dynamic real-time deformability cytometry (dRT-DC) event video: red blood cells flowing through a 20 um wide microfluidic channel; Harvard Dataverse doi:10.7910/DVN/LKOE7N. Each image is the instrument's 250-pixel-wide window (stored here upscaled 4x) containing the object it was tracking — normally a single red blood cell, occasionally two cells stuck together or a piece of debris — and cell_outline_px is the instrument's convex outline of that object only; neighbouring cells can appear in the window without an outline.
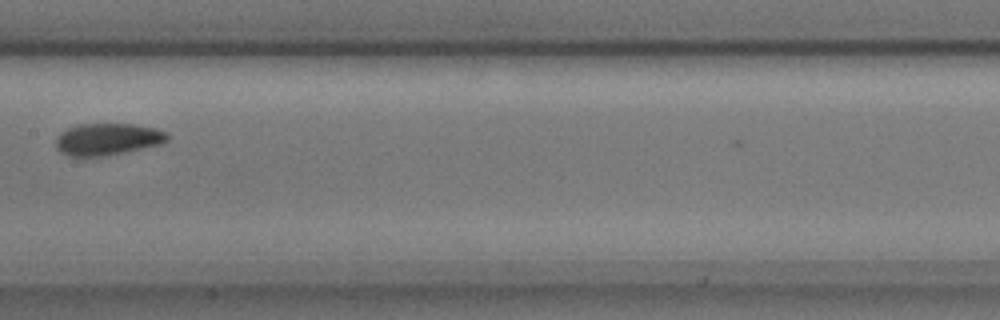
{"species": "common noctule bat (a hibernating species)", "species_latin": "Nyctalus noctula", "temperature_condition": "cold", "stored_images_in_passage": 10, "camera_frame_rate_fps": 3000, "um_per_image_px": 0.085, "animal": {"sex": "male", "body_mass_g": 17.9, "forearm_length_mm": 54.2}, "frame": {"image": 1, "passage_image": 7, "time_ms": 2.0, "image_size_px": [1000, 320], "cell_outline_px": [[168, 140], [164, 144], [108, 156], [68, 156], [60, 152], [56, 148], [56, 136], [60, 132], [76, 124], [132, 124], [152, 128], [168, 132]], "centroid_in_image_um": [9.14, 11.84], "position_along_channel_um": 198.3, "area_um2": 21.04}}
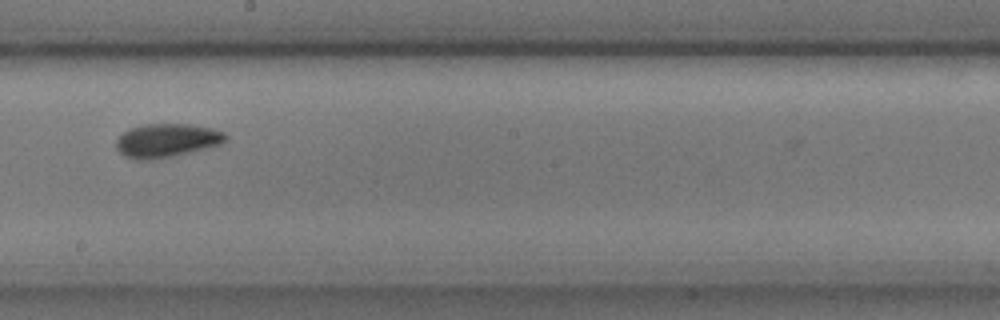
{"frame": {"image": 2, "passage_image": 8, "time_ms": 2.333, "image_size_px": [1000, 320], "cell_outline_px": [[228, 140], [220, 144], [172, 156], [148, 160], [136, 160], [124, 156], [116, 148], [116, 140], [128, 128], [144, 124], [188, 124], [212, 128], [224, 132], [228, 136]], "centroid_in_image_um": [14.15, 11.93], "position_along_channel_um": 234.0, "area_um2": 21.39}}
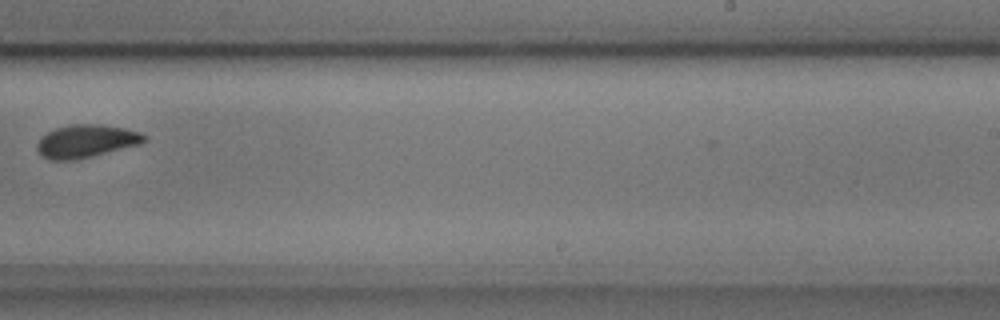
{"frame": {"image": 3, "passage_image": 9, "time_ms": 2.667, "image_size_px": [1000, 320], "cell_outline_px": [[148, 140], [140, 144], [92, 156], [68, 160], [52, 160], [44, 156], [36, 148], [36, 144], [48, 132], [56, 128], [72, 124], [100, 124], [124, 128], [140, 132], [148, 136]], "centroid_in_image_um": [7.38, 11.98], "position_along_channel_um": 281.6, "area_um2": 20.29}}